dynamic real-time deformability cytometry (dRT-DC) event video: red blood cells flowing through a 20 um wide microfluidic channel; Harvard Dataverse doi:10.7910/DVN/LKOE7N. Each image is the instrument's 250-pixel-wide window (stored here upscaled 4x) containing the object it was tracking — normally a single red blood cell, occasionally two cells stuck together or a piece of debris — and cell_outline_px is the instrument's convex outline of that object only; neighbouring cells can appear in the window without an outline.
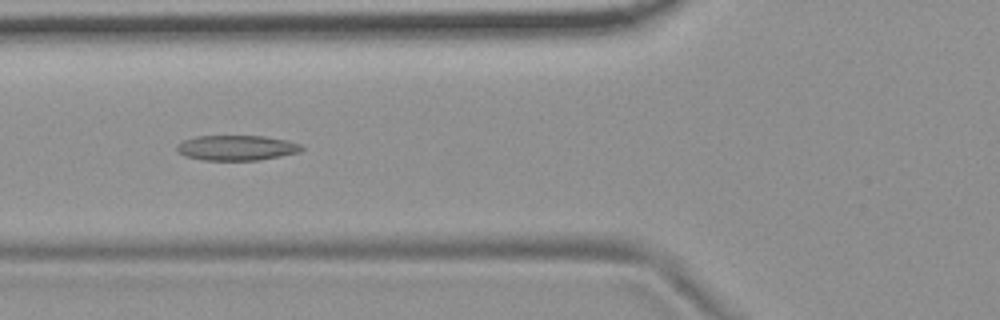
{"species": "common noctule bat (a hibernating species)", "species_latin": "Nyctalus noctula", "temperature_condition": "room temperature", "stored_images_in_passage": 8, "camera_frame_rate_fps": 3000, "um_per_image_px": 0.085, "animal": {"sex": "female", "body_mass_g": 19.9}, "frame": {"image": 1, "passage_image": 6, "time_ms": 1.667, "image_size_px": [1000, 320], "cell_outline_px": [[304, 148], [300, 152], [260, 160], [204, 160], [184, 156], [176, 148], [176, 144], [184, 140], [196, 136], [264, 136], [284, 140], [300, 144]], "centroid_in_image_um": [20.1, 12.56], "position_along_channel_um": 105.7, "area_um2": 18.21}}
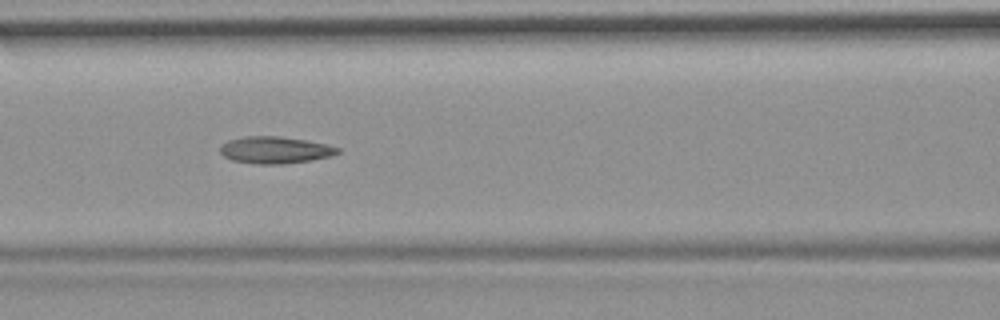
{"frame": {"image": 2, "passage_image": 7, "time_ms": 2.0, "image_size_px": [1000, 320], "cell_outline_px": [[340, 152], [332, 156], [312, 160], [280, 164], [256, 164], [232, 160], [224, 156], [220, 152], [220, 144], [228, 140], [244, 136], [280, 136], [328, 144], [340, 148]], "centroid_in_image_um": [23.38, 12.75], "position_along_channel_um": 143.2, "area_um2": 18.55}}